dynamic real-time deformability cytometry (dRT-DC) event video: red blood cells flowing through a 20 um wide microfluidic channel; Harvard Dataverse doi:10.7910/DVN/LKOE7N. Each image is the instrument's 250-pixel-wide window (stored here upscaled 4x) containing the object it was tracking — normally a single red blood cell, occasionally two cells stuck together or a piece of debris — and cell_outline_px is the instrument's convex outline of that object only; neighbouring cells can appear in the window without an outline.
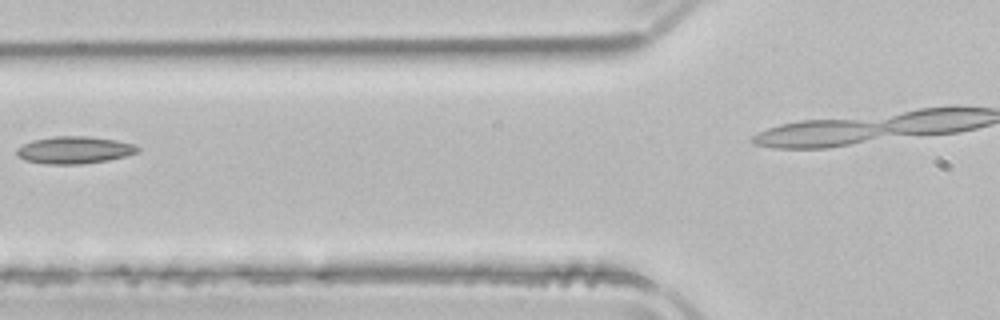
{"species": "common noctule bat (a hibernating species)", "species_latin": "Nyctalus noctula", "temperature_condition": "room temperature", "stored_images_in_passage": 3, "segment_of_instrument_passage": [1, 2], "camera_frame_rate_fps": 3000, "um_per_image_px": 0.085, "animal": {"sex": "male", "body_mass_g": 21.5, "forearm_length_mm": 52.0}, "frame": {"image": 1, "passage_image": 2, "time_ms": 0.333, "image_size_px": [1000, 320], "cell_outline_px": [[140, 152], [108, 160], [80, 164], [44, 164], [24, 160], [16, 156], [16, 148], [32, 140], [52, 136], [88, 136], [116, 140], [136, 144], [140, 148]], "centroid_in_image_um": [6.31, 12.75], "position_along_channel_um": 119.5, "area_um2": 19.42}}